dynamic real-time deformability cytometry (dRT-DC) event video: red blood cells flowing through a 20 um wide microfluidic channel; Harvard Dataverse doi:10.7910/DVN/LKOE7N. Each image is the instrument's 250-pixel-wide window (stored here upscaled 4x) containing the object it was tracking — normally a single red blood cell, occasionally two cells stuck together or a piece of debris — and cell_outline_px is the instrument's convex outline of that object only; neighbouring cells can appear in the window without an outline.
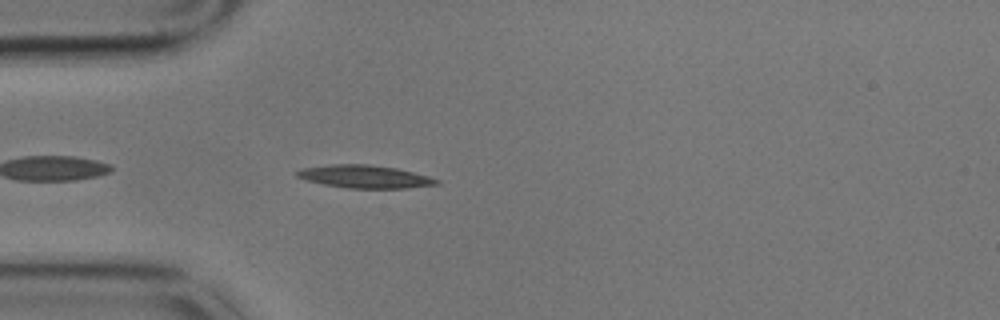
{"species": "common noctule bat (a hibernating species)", "species_latin": "Nyctalus noctula", "temperature_condition": "cold", "stored_images_in_passage": 46, "camera_frame_rate_fps": 3000, "um_per_image_px": 0.085, "animal": {"sex": "male", "body_mass_g": 17.9}, "frame": {"image": 1, "passage_image": 4, "time_ms": 1.0, "image_size_px": [1000, 320], "cell_outline_px": [[440, 184], [404, 188], [348, 188], [324, 184], [308, 180], [296, 176], [296, 172], [300, 168], [328, 164], [368, 164], [396, 168], [428, 176], [440, 180]], "centroid_in_image_um": [30.99, 15.0], "position_along_channel_um": 54.0, "area_um2": 18.5}}
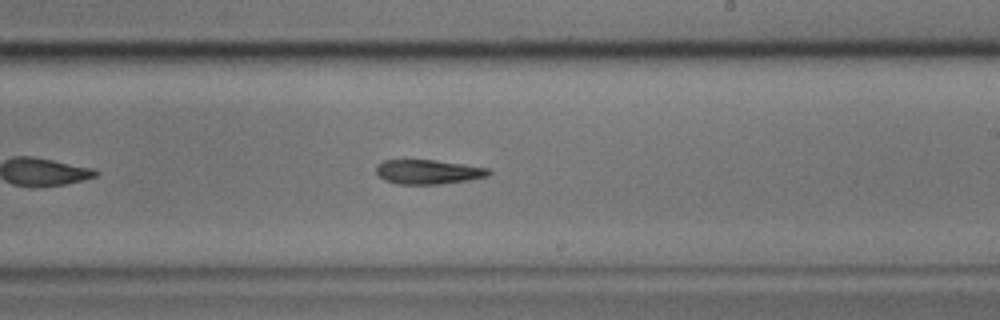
{"frame": {"image": 2, "passage_image": 22, "time_ms": 7.0, "image_size_px": [1000, 320], "cell_outline_px": [[492, 172], [488, 176], [468, 180], [440, 184], [396, 184], [384, 180], [376, 176], [376, 164], [384, 160], [436, 160], [464, 164], [488, 168]], "centroid_in_image_um": [36.36, 14.61], "position_along_channel_um": 252.6, "area_um2": 16.18}}
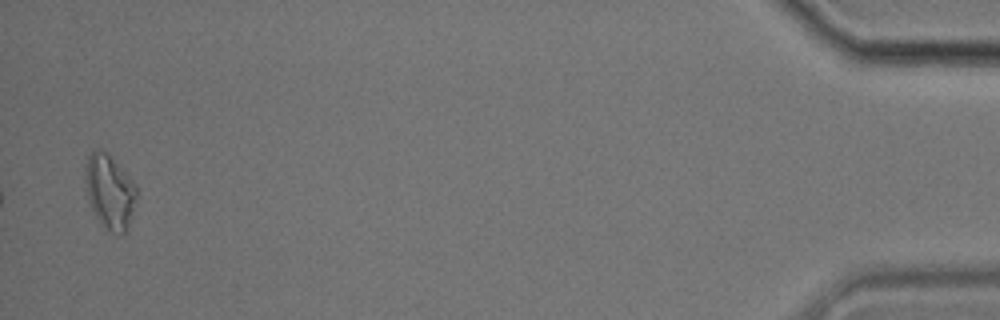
{"frame": {"image": 3, "passage_image": 45, "time_ms": 14.667, "image_size_px": [1000, 320], "cell_outline_px": [[136, 196], [124, 236], [116, 236], [92, 212], [84, 180], [84, 164], [88, 156], [96, 148], [100, 148], [112, 156], [136, 184]], "centroid_in_image_um": [9.29, 16.23], "position_along_channel_um": 425.9, "area_um2": 22.2}}